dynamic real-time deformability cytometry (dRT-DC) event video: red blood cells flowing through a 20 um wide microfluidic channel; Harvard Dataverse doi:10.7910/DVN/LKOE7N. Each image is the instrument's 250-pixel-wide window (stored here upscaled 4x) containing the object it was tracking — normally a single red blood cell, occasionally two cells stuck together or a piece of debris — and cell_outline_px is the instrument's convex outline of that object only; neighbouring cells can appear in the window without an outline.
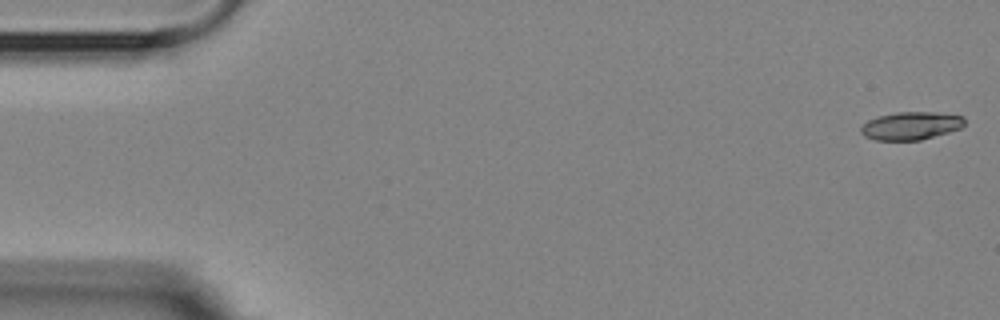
{"species": "Egyptian fruit bat (a non-hibernating species)", "species_latin": "Rousettus aegyptiacus", "temperature_condition": "room temperature", "stored_images_in_passage": 5, "camera_frame_rate_fps": 3000, "um_per_image_px": 0.085, "animal": {"sex": "female"}, "frame": {"image": 1, "passage_image": 1, "time_ms": 0.0, "image_size_px": [1000, 320], "cell_outline_px": [[964, 124], [960, 128], [948, 132], [920, 140], [876, 140], [864, 136], [860, 132], [860, 128], [868, 120], [880, 116], [896, 112], [936, 112], [964, 116]], "centroid_in_image_um": [77.42, 10.69], "position_along_channel_um": 7.6, "area_um2": 16.76}}